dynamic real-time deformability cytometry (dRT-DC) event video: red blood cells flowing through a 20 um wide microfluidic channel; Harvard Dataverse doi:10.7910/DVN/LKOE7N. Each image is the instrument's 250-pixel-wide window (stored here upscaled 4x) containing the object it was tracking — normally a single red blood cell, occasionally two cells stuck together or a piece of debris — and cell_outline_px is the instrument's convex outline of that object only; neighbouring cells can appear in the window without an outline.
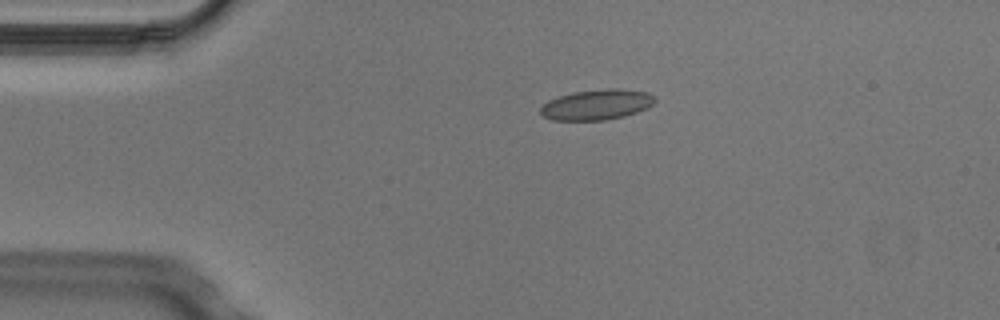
{"species": "Egyptian fruit bat (a non-hibernating species)", "species_latin": "Rousettus aegyptiacus", "temperature_condition": "cold", "stored_images_in_passage": 4, "camera_frame_rate_fps": 3000, "um_per_image_px": 0.085, "animal": {"sex": "male"}, "frame": {"image": 1, "passage_image": 3, "time_ms": 0.667, "image_size_px": [1000, 320], "cell_outline_px": [[656, 100], [648, 108], [624, 116], [604, 120], [552, 120], [544, 116], [540, 112], [540, 108], [548, 100], [572, 92], [612, 88], [616, 88], [648, 92], [656, 96]], "centroid_in_image_um": [50.75, 8.89], "position_along_channel_um": 34.3, "area_um2": 20.23}}